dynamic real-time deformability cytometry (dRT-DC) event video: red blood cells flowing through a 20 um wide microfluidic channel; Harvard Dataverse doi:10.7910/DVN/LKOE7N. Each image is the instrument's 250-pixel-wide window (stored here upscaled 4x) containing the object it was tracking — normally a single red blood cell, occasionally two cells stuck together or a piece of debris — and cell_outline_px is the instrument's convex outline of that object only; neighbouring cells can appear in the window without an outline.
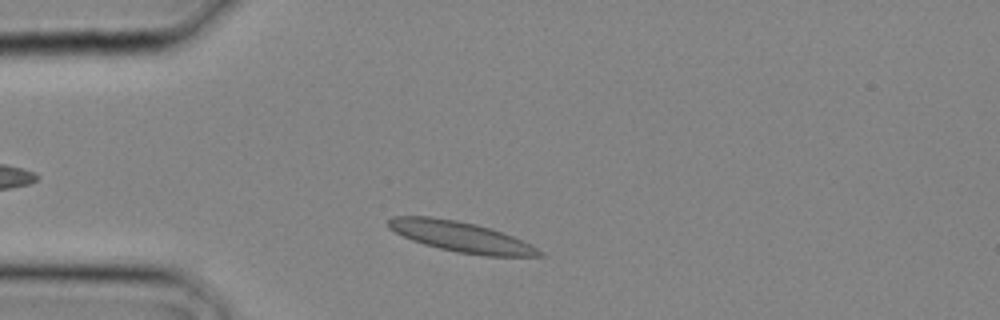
{"species": "common noctule bat (a hibernating species)", "species_latin": "Nyctalus noctula", "temperature_condition": "cold", "stored_images_in_passage": 7, "camera_frame_rate_fps": 3000, "um_per_image_px": 0.085, "animal": {"sex": "male", "body_mass_g": 20.4}, "frame": {"image": 1, "passage_image": 2, "time_ms": 0.333, "image_size_px": [1000, 320], "cell_outline_px": [[544, 256], [484, 256], [456, 252], [424, 244], [412, 240], [388, 228], [388, 220], [392, 216], [432, 216], [456, 220], [476, 224], [492, 228], [512, 236], [544, 252]], "centroid_in_image_um": [39.16, 20.12], "position_along_channel_um": 45.8, "area_um2": 26.59}}
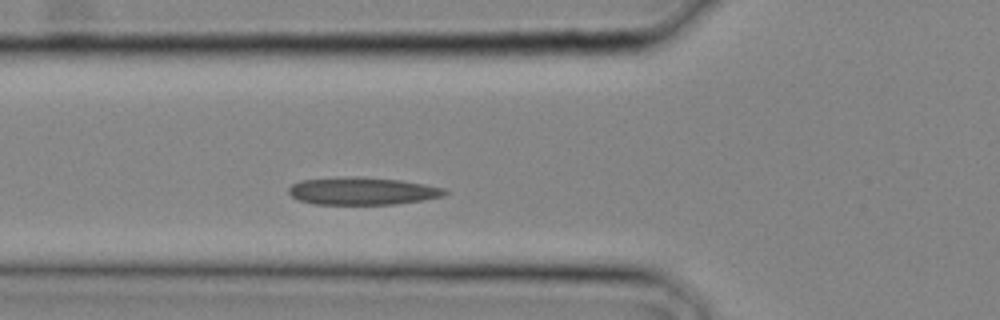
{"frame": {"image": 2, "passage_image": 5, "time_ms": 1.333, "image_size_px": [1000, 320], "cell_outline_px": [[448, 192], [444, 196], [396, 204], [312, 204], [300, 200], [292, 196], [288, 192], [288, 188], [292, 184], [300, 180], [356, 176], [400, 180], [424, 184], [444, 188]], "centroid_in_image_um": [30.78, 16.23], "position_along_channel_um": 95.0, "area_um2": 24.91}}
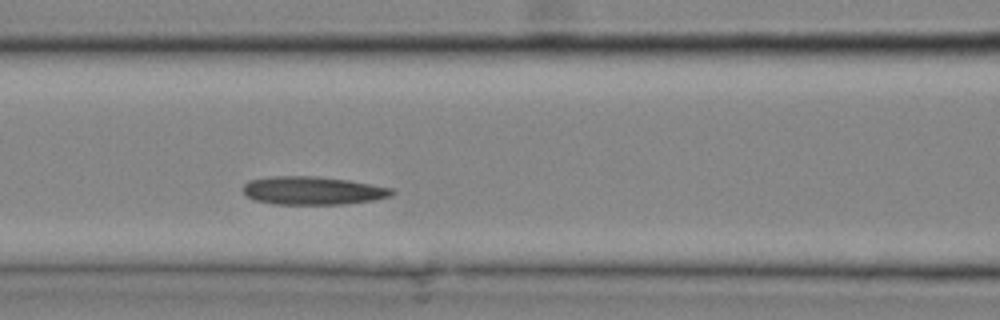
{"frame": {"image": 3, "passage_image": 7, "time_ms": 2.0, "image_size_px": [1000, 320], "cell_outline_px": [[396, 192], [392, 196], [372, 200], [344, 204], [276, 204], [256, 200], [248, 196], [244, 192], [244, 184], [248, 180], [272, 176], [316, 176], [348, 180], [372, 184], [392, 188]], "centroid_in_image_um": [26.61, 16.19], "position_along_channel_um": 140.0, "area_um2": 24.39}}